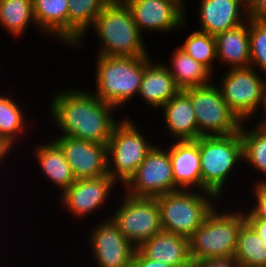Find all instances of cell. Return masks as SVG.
I'll use <instances>...</instances> for the list:
<instances>
[{"mask_svg": "<svg viewBox=\"0 0 266 267\" xmlns=\"http://www.w3.org/2000/svg\"><path fill=\"white\" fill-rule=\"evenodd\" d=\"M251 67L266 75V23L248 19ZM260 69V70H259Z\"/></svg>", "mask_w": 266, "mask_h": 267, "instance_id": "cell-31", "label": "cell"}, {"mask_svg": "<svg viewBox=\"0 0 266 267\" xmlns=\"http://www.w3.org/2000/svg\"><path fill=\"white\" fill-rule=\"evenodd\" d=\"M172 57V67L167 66V69L180 90L203 86L214 80L211 78L214 74L205 65L194 60L180 47L174 50Z\"/></svg>", "mask_w": 266, "mask_h": 267, "instance_id": "cell-25", "label": "cell"}, {"mask_svg": "<svg viewBox=\"0 0 266 267\" xmlns=\"http://www.w3.org/2000/svg\"><path fill=\"white\" fill-rule=\"evenodd\" d=\"M265 112V117H263V119L259 120V123L266 129V111Z\"/></svg>", "mask_w": 266, "mask_h": 267, "instance_id": "cell-38", "label": "cell"}, {"mask_svg": "<svg viewBox=\"0 0 266 267\" xmlns=\"http://www.w3.org/2000/svg\"><path fill=\"white\" fill-rule=\"evenodd\" d=\"M131 267H171L163 262L146 258L137 248L134 252Z\"/></svg>", "mask_w": 266, "mask_h": 267, "instance_id": "cell-35", "label": "cell"}, {"mask_svg": "<svg viewBox=\"0 0 266 267\" xmlns=\"http://www.w3.org/2000/svg\"><path fill=\"white\" fill-rule=\"evenodd\" d=\"M156 199L163 231L188 239L202 225L208 214L217 206L214 203L218 201L214 194L197 189H180Z\"/></svg>", "mask_w": 266, "mask_h": 267, "instance_id": "cell-5", "label": "cell"}, {"mask_svg": "<svg viewBox=\"0 0 266 267\" xmlns=\"http://www.w3.org/2000/svg\"><path fill=\"white\" fill-rule=\"evenodd\" d=\"M246 221L253 227L259 237L266 245V220L265 219H246Z\"/></svg>", "mask_w": 266, "mask_h": 267, "instance_id": "cell-36", "label": "cell"}, {"mask_svg": "<svg viewBox=\"0 0 266 267\" xmlns=\"http://www.w3.org/2000/svg\"><path fill=\"white\" fill-rule=\"evenodd\" d=\"M146 258L182 267L192 262L189 239L178 234L161 231L137 248Z\"/></svg>", "mask_w": 266, "mask_h": 267, "instance_id": "cell-18", "label": "cell"}, {"mask_svg": "<svg viewBox=\"0 0 266 267\" xmlns=\"http://www.w3.org/2000/svg\"><path fill=\"white\" fill-rule=\"evenodd\" d=\"M159 147L154 145L135 174L124 185L127 195L135 198H157L180 190L172 176L169 149Z\"/></svg>", "mask_w": 266, "mask_h": 267, "instance_id": "cell-11", "label": "cell"}, {"mask_svg": "<svg viewBox=\"0 0 266 267\" xmlns=\"http://www.w3.org/2000/svg\"><path fill=\"white\" fill-rule=\"evenodd\" d=\"M103 221L93 226L89 236L96 266L131 267L136 247L124 237L111 218Z\"/></svg>", "mask_w": 266, "mask_h": 267, "instance_id": "cell-13", "label": "cell"}, {"mask_svg": "<svg viewBox=\"0 0 266 267\" xmlns=\"http://www.w3.org/2000/svg\"><path fill=\"white\" fill-rule=\"evenodd\" d=\"M246 122H242L240 126V134L243 143V160L247 161L256 172L266 176V129L258 122L255 128L245 129ZM255 184H266V179H261Z\"/></svg>", "mask_w": 266, "mask_h": 267, "instance_id": "cell-27", "label": "cell"}, {"mask_svg": "<svg viewBox=\"0 0 266 267\" xmlns=\"http://www.w3.org/2000/svg\"><path fill=\"white\" fill-rule=\"evenodd\" d=\"M101 46L98 55L144 57L150 55L142 33L124 2H109L91 26Z\"/></svg>", "mask_w": 266, "mask_h": 267, "instance_id": "cell-2", "label": "cell"}, {"mask_svg": "<svg viewBox=\"0 0 266 267\" xmlns=\"http://www.w3.org/2000/svg\"><path fill=\"white\" fill-rule=\"evenodd\" d=\"M54 141L62 149L76 180L108 175L107 144L64 135H58Z\"/></svg>", "mask_w": 266, "mask_h": 267, "instance_id": "cell-14", "label": "cell"}, {"mask_svg": "<svg viewBox=\"0 0 266 267\" xmlns=\"http://www.w3.org/2000/svg\"><path fill=\"white\" fill-rule=\"evenodd\" d=\"M108 3V0H68V46L81 48L86 30Z\"/></svg>", "mask_w": 266, "mask_h": 267, "instance_id": "cell-24", "label": "cell"}, {"mask_svg": "<svg viewBox=\"0 0 266 267\" xmlns=\"http://www.w3.org/2000/svg\"><path fill=\"white\" fill-rule=\"evenodd\" d=\"M164 121L174 141L196 140L197 122L190 96L180 90L162 107ZM176 136V137H175Z\"/></svg>", "mask_w": 266, "mask_h": 267, "instance_id": "cell-20", "label": "cell"}, {"mask_svg": "<svg viewBox=\"0 0 266 267\" xmlns=\"http://www.w3.org/2000/svg\"><path fill=\"white\" fill-rule=\"evenodd\" d=\"M201 165V191L216 197L223 194L229 175L243 160L240 131L230 135L200 136L198 138ZM225 184V185H224Z\"/></svg>", "mask_w": 266, "mask_h": 267, "instance_id": "cell-4", "label": "cell"}, {"mask_svg": "<svg viewBox=\"0 0 266 267\" xmlns=\"http://www.w3.org/2000/svg\"><path fill=\"white\" fill-rule=\"evenodd\" d=\"M190 57L205 65L213 73V63L217 61L216 40L214 35L194 31L188 35L183 45L179 46Z\"/></svg>", "mask_w": 266, "mask_h": 267, "instance_id": "cell-30", "label": "cell"}, {"mask_svg": "<svg viewBox=\"0 0 266 267\" xmlns=\"http://www.w3.org/2000/svg\"><path fill=\"white\" fill-rule=\"evenodd\" d=\"M111 219L136 248L163 231L156 198H135L124 193Z\"/></svg>", "mask_w": 266, "mask_h": 267, "instance_id": "cell-10", "label": "cell"}, {"mask_svg": "<svg viewBox=\"0 0 266 267\" xmlns=\"http://www.w3.org/2000/svg\"><path fill=\"white\" fill-rule=\"evenodd\" d=\"M129 118L121 120L107 143L108 174L125 185L154 147ZM112 167V168H111Z\"/></svg>", "mask_w": 266, "mask_h": 267, "instance_id": "cell-7", "label": "cell"}, {"mask_svg": "<svg viewBox=\"0 0 266 267\" xmlns=\"http://www.w3.org/2000/svg\"><path fill=\"white\" fill-rule=\"evenodd\" d=\"M198 8V31L214 36L249 19L248 0H200Z\"/></svg>", "mask_w": 266, "mask_h": 267, "instance_id": "cell-16", "label": "cell"}, {"mask_svg": "<svg viewBox=\"0 0 266 267\" xmlns=\"http://www.w3.org/2000/svg\"><path fill=\"white\" fill-rule=\"evenodd\" d=\"M116 183L109 174L97 178L77 179L60 195V201L67 208V212L84 218L106 204L107 197H110Z\"/></svg>", "mask_w": 266, "mask_h": 267, "instance_id": "cell-15", "label": "cell"}, {"mask_svg": "<svg viewBox=\"0 0 266 267\" xmlns=\"http://www.w3.org/2000/svg\"><path fill=\"white\" fill-rule=\"evenodd\" d=\"M95 94L100 100L116 108H122L134 96H138L145 64L151 55L122 57L97 55Z\"/></svg>", "mask_w": 266, "mask_h": 267, "instance_id": "cell-3", "label": "cell"}, {"mask_svg": "<svg viewBox=\"0 0 266 267\" xmlns=\"http://www.w3.org/2000/svg\"><path fill=\"white\" fill-rule=\"evenodd\" d=\"M29 2H31L32 4L36 1V0H28Z\"/></svg>", "mask_w": 266, "mask_h": 267, "instance_id": "cell-41", "label": "cell"}, {"mask_svg": "<svg viewBox=\"0 0 266 267\" xmlns=\"http://www.w3.org/2000/svg\"><path fill=\"white\" fill-rule=\"evenodd\" d=\"M256 71L251 66L230 68L218 84L227 106L241 122L256 116L261 106L266 110V76Z\"/></svg>", "mask_w": 266, "mask_h": 267, "instance_id": "cell-8", "label": "cell"}, {"mask_svg": "<svg viewBox=\"0 0 266 267\" xmlns=\"http://www.w3.org/2000/svg\"><path fill=\"white\" fill-rule=\"evenodd\" d=\"M169 156L172 163V176L179 189L201 191V165L198 138L172 142Z\"/></svg>", "mask_w": 266, "mask_h": 267, "instance_id": "cell-17", "label": "cell"}, {"mask_svg": "<svg viewBox=\"0 0 266 267\" xmlns=\"http://www.w3.org/2000/svg\"><path fill=\"white\" fill-rule=\"evenodd\" d=\"M33 13L36 28L68 45V0H36Z\"/></svg>", "mask_w": 266, "mask_h": 267, "instance_id": "cell-22", "label": "cell"}, {"mask_svg": "<svg viewBox=\"0 0 266 267\" xmlns=\"http://www.w3.org/2000/svg\"><path fill=\"white\" fill-rule=\"evenodd\" d=\"M8 96L0 94V137L13 146L26 125L21 107Z\"/></svg>", "mask_w": 266, "mask_h": 267, "instance_id": "cell-29", "label": "cell"}, {"mask_svg": "<svg viewBox=\"0 0 266 267\" xmlns=\"http://www.w3.org/2000/svg\"><path fill=\"white\" fill-rule=\"evenodd\" d=\"M255 194V204L250 211H245V219H265L266 220V184H253ZM255 189V190H254ZM247 212V213H246Z\"/></svg>", "mask_w": 266, "mask_h": 267, "instance_id": "cell-32", "label": "cell"}, {"mask_svg": "<svg viewBox=\"0 0 266 267\" xmlns=\"http://www.w3.org/2000/svg\"><path fill=\"white\" fill-rule=\"evenodd\" d=\"M248 21L236 28L215 35L217 60L229 68L250 67V37Z\"/></svg>", "mask_w": 266, "mask_h": 267, "instance_id": "cell-21", "label": "cell"}, {"mask_svg": "<svg viewBox=\"0 0 266 267\" xmlns=\"http://www.w3.org/2000/svg\"><path fill=\"white\" fill-rule=\"evenodd\" d=\"M109 2H124L125 0H108Z\"/></svg>", "mask_w": 266, "mask_h": 267, "instance_id": "cell-40", "label": "cell"}, {"mask_svg": "<svg viewBox=\"0 0 266 267\" xmlns=\"http://www.w3.org/2000/svg\"><path fill=\"white\" fill-rule=\"evenodd\" d=\"M14 146L10 145L4 138L0 137V163L9 155Z\"/></svg>", "mask_w": 266, "mask_h": 267, "instance_id": "cell-37", "label": "cell"}, {"mask_svg": "<svg viewBox=\"0 0 266 267\" xmlns=\"http://www.w3.org/2000/svg\"><path fill=\"white\" fill-rule=\"evenodd\" d=\"M151 60L145 64L138 96L140 95V98L144 99L147 105L149 104V106L159 109L180 89L176 86L165 62L158 63V61Z\"/></svg>", "mask_w": 266, "mask_h": 267, "instance_id": "cell-19", "label": "cell"}, {"mask_svg": "<svg viewBox=\"0 0 266 267\" xmlns=\"http://www.w3.org/2000/svg\"><path fill=\"white\" fill-rule=\"evenodd\" d=\"M190 96L200 136L230 135L240 130L242 122L230 110L217 83L184 89Z\"/></svg>", "mask_w": 266, "mask_h": 267, "instance_id": "cell-9", "label": "cell"}, {"mask_svg": "<svg viewBox=\"0 0 266 267\" xmlns=\"http://www.w3.org/2000/svg\"><path fill=\"white\" fill-rule=\"evenodd\" d=\"M36 22L33 13V4L28 0H0V24L12 36H22L29 23Z\"/></svg>", "mask_w": 266, "mask_h": 267, "instance_id": "cell-28", "label": "cell"}, {"mask_svg": "<svg viewBox=\"0 0 266 267\" xmlns=\"http://www.w3.org/2000/svg\"><path fill=\"white\" fill-rule=\"evenodd\" d=\"M35 150L36 160L43 169L48 180L59 186L63 193L76 178L60 146L52 139L51 142L38 145Z\"/></svg>", "mask_w": 266, "mask_h": 267, "instance_id": "cell-23", "label": "cell"}, {"mask_svg": "<svg viewBox=\"0 0 266 267\" xmlns=\"http://www.w3.org/2000/svg\"><path fill=\"white\" fill-rule=\"evenodd\" d=\"M124 3L141 33L145 30L167 33L186 25L182 0H125Z\"/></svg>", "mask_w": 266, "mask_h": 267, "instance_id": "cell-12", "label": "cell"}, {"mask_svg": "<svg viewBox=\"0 0 266 267\" xmlns=\"http://www.w3.org/2000/svg\"><path fill=\"white\" fill-rule=\"evenodd\" d=\"M218 210L215 207L189 238L192 261L233 257L239 229L246 221L245 211L226 213Z\"/></svg>", "mask_w": 266, "mask_h": 267, "instance_id": "cell-6", "label": "cell"}, {"mask_svg": "<svg viewBox=\"0 0 266 267\" xmlns=\"http://www.w3.org/2000/svg\"><path fill=\"white\" fill-rule=\"evenodd\" d=\"M182 267H196V262L195 261H192L189 264H187L185 266H182Z\"/></svg>", "mask_w": 266, "mask_h": 267, "instance_id": "cell-39", "label": "cell"}, {"mask_svg": "<svg viewBox=\"0 0 266 267\" xmlns=\"http://www.w3.org/2000/svg\"><path fill=\"white\" fill-rule=\"evenodd\" d=\"M249 18L266 23V0H248Z\"/></svg>", "mask_w": 266, "mask_h": 267, "instance_id": "cell-33", "label": "cell"}, {"mask_svg": "<svg viewBox=\"0 0 266 267\" xmlns=\"http://www.w3.org/2000/svg\"><path fill=\"white\" fill-rule=\"evenodd\" d=\"M51 102V120L64 136L107 144L119 123L113 116V111L118 109L93 92L67 88L55 93Z\"/></svg>", "mask_w": 266, "mask_h": 267, "instance_id": "cell-1", "label": "cell"}, {"mask_svg": "<svg viewBox=\"0 0 266 267\" xmlns=\"http://www.w3.org/2000/svg\"><path fill=\"white\" fill-rule=\"evenodd\" d=\"M233 258L238 267H263L266 265V245L247 221L239 229Z\"/></svg>", "mask_w": 266, "mask_h": 267, "instance_id": "cell-26", "label": "cell"}, {"mask_svg": "<svg viewBox=\"0 0 266 267\" xmlns=\"http://www.w3.org/2000/svg\"><path fill=\"white\" fill-rule=\"evenodd\" d=\"M196 267H238L233 257L210 258L196 262Z\"/></svg>", "mask_w": 266, "mask_h": 267, "instance_id": "cell-34", "label": "cell"}]
</instances>
